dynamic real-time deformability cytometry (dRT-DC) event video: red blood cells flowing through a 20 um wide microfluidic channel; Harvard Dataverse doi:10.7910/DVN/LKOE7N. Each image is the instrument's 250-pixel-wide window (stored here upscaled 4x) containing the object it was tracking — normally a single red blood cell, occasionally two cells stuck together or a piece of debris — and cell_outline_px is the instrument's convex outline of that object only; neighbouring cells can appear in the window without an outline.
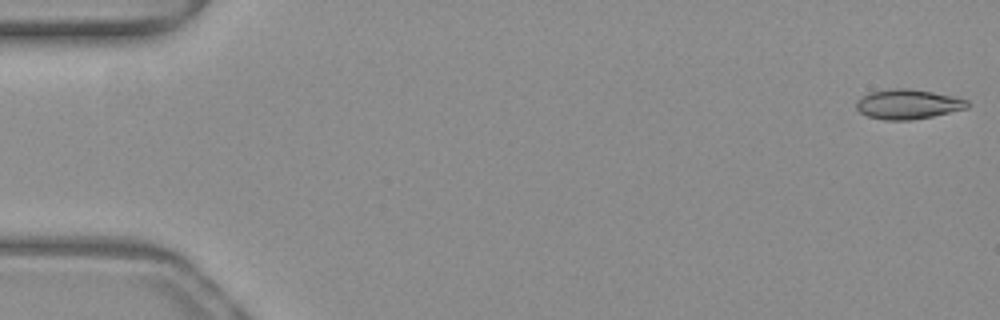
{"species": "common noctule bat (a hibernating species)", "species_latin": "Nyctalus noctula", "temperature_condition": "warm", "stored_images_in_passage": 48, "camera_frame_rate_fps": 3000, "um_per_image_px": 0.085, "animal": {"sex": "female", "body_mass_g": 19.3, "forearm_length_mm": 54.1}, "frame": {"image": 1, "passage_image": 1, "time_ms": 0.0, "image_size_px": [1000, 320], "cell_outline_px": [[972, 104], [968, 108], [932, 116], [912, 120], [884, 120], [868, 116], [860, 112], [856, 108], [856, 100], [860, 96], [868, 92], [892, 88], [908, 88], [932, 92], [952, 96], [968, 100]], "centroid_in_image_um": [77.15, 8.85], "position_along_channel_um": 7.8, "area_um2": 19.42}}
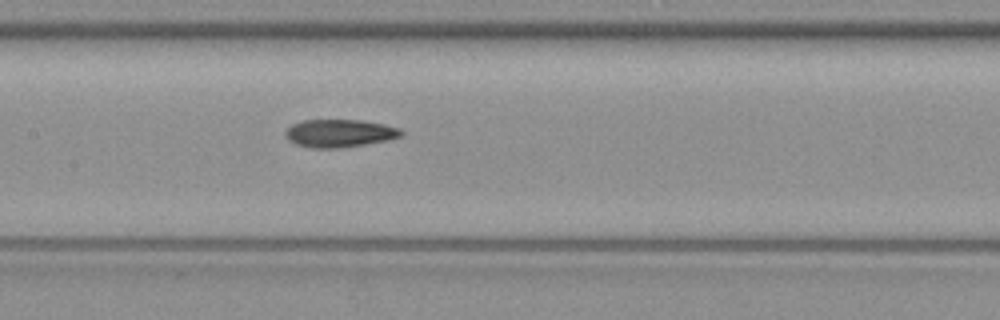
{"frame": {"image": 2, "passage_image": 25, "time_ms": 8.0, "image_size_px": [1000, 320], "cell_outline_px": [[404, 132], [400, 136], [388, 140], [340, 148], [312, 148], [296, 144], [288, 140], [284, 132], [292, 124], [300, 120], [360, 120], [384, 124], [400, 128]], "centroid_in_image_um": [28.84, 11.32], "position_along_channel_um": 178.6, "area_um2": 18.79}}
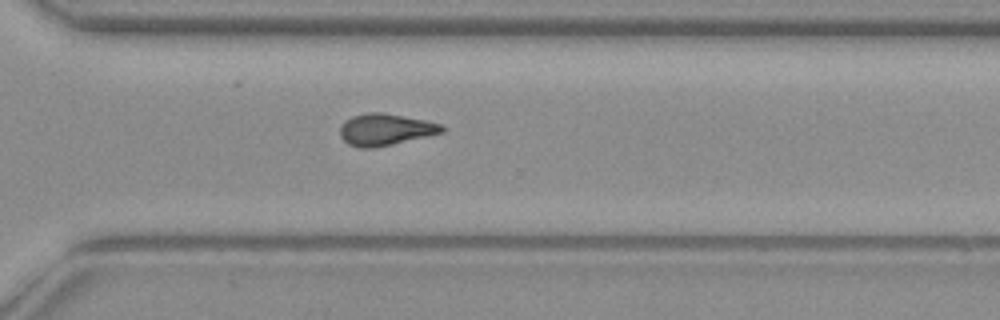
{"frame": {"image": 3, "passage_image": 37, "time_ms": 12.0, "image_size_px": [1000, 320], "cell_outline_px": [[444, 132], [372, 148], [360, 148], [348, 144], [340, 136], [340, 128], [344, 120], [352, 116], [368, 112], [384, 112], [424, 120], [440, 124], [444, 128]], "centroid_in_image_um": [32.7, 11.0], "position_along_channel_um": 337.9, "area_um2": 18.61}, "authors_computed_cell_mechanics": {"area_um2": 18.8428, "velocity_mm_per_s": 3.9869, "shape_relaxation_time_tau1_ms": null, "shape_relaxation_time_tau2_ms": 4.3919, "deformation_change_tau1": null, "deformation_change_tau2": 0.1094}}